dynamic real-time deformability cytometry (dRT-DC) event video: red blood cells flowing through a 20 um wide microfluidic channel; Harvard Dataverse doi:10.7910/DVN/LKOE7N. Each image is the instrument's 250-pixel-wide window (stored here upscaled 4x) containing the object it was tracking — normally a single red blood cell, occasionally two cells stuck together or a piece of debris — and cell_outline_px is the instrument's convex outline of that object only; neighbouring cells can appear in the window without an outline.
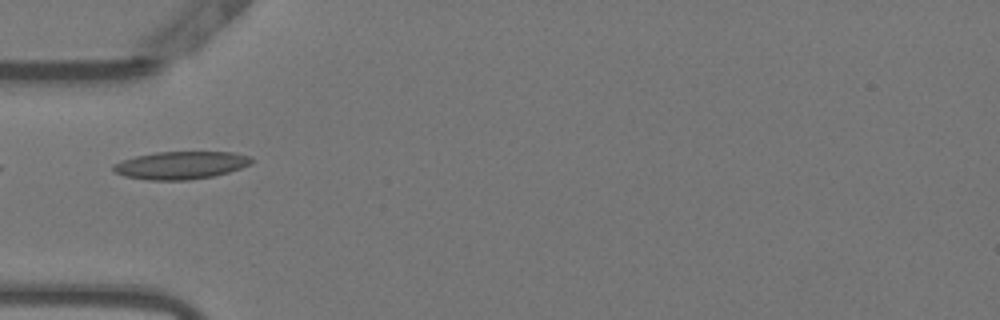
{"species": "Egyptian fruit bat (a non-hibernating species)", "species_latin": "Rousettus aegyptiacus", "temperature_condition": "warm", "stored_images_in_passage": 37, "camera_frame_rate_fps": 3000, "um_per_image_px": 0.085, "animal": {"sex": "female"}, "frame": {"image": 1, "passage_image": 1, "time_ms": 0.0, "image_size_px": [1000, 320], "cell_outline_px": [[252, 164], [228, 172], [212, 176], [188, 180], [148, 180], [124, 176], [116, 172], [112, 168], [112, 164], [120, 160], [136, 156], [156, 152], [232, 152], [252, 156]], "centroid_in_image_um": [15.36, 14.04], "position_along_channel_um": 69.6, "area_um2": 22.37}}
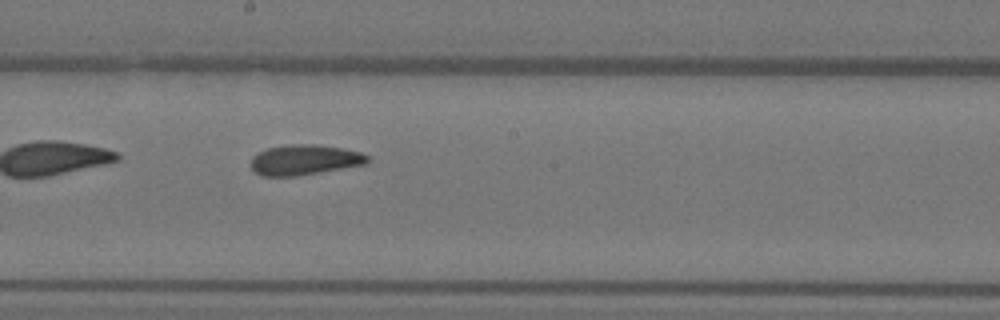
{"frame": {"image": 2, "passage_image": 13, "time_ms": 4.0, "image_size_px": [1000, 320], "cell_outline_px": [[372, 160], [368, 164], [296, 176], [260, 176], [252, 168], [252, 156], [268, 148], [288, 144], [316, 144], [340, 148], [360, 152], [368, 156]], "centroid_in_image_um": [25.92, 13.59], "position_along_channel_um": 222.3, "area_um2": 20.58}}
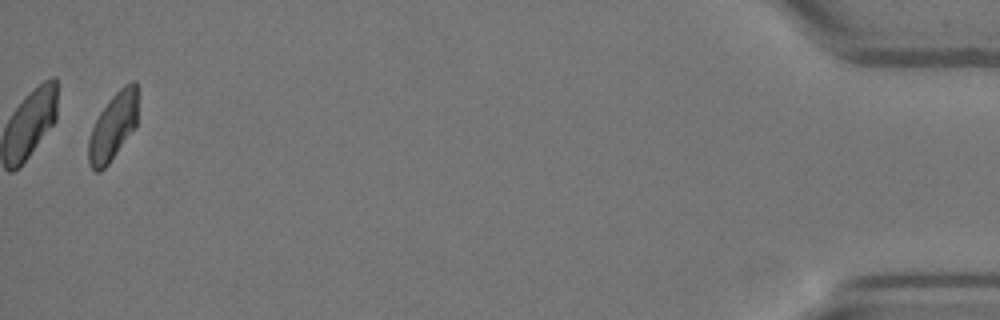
{"frame": {"image": 3, "passage_image": 36, "time_ms": 11.667, "image_size_px": [1000, 320], "cell_outline_px": [[136, 128], [108, 164], [100, 172], [96, 172], [88, 164], [88, 140], [92, 128], [100, 112], [108, 100], [124, 84], [132, 80], [136, 80]], "centroid_in_image_um": [9.59, 10.78], "position_along_channel_um": 425.6, "area_um2": 19.31}, "authors_computed_cell_mechanics": {"area_um2": 20.3456, "velocity_mm_per_s": 3.8041, "shape_relaxation_time_tau1_ms": null, "shape_relaxation_time_tau2_ms": 5.0753, "deformation_change_tau1": null, "deformation_change_tau2": 0.1335}}